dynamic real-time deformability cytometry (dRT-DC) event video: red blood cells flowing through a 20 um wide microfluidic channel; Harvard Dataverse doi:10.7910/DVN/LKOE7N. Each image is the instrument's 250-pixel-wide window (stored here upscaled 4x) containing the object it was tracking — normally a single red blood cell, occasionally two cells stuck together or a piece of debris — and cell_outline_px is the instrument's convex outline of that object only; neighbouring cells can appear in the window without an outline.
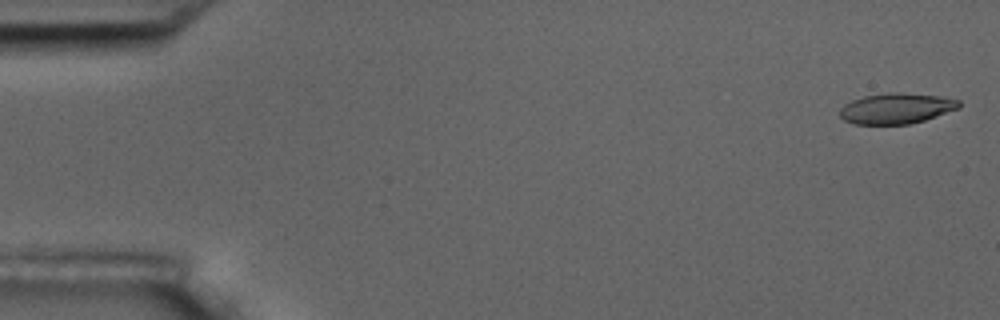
{"species": "common noctule bat (a hibernating species)", "species_latin": "Nyctalus noctula", "temperature_condition": "room temperature", "stored_images_in_passage": 11, "camera_frame_rate_fps": 3000, "um_per_image_px": 0.085, "animal": {"sex": "male", "body_mass_g": 17.5, "forearm_length_mm": 52.3}, "frame": {"image": 1, "passage_image": 1, "time_ms": 0.0, "image_size_px": [1000, 320], "cell_outline_px": [[960, 108], [924, 120], [908, 124], [856, 124], [844, 120], [840, 116], [840, 108], [844, 104], [852, 100], [864, 96], [888, 92], [900, 92], [936, 96], [960, 100]], "centroid_in_image_um": [76.17, 9.21], "position_along_channel_um": 8.8, "area_um2": 21.15}}
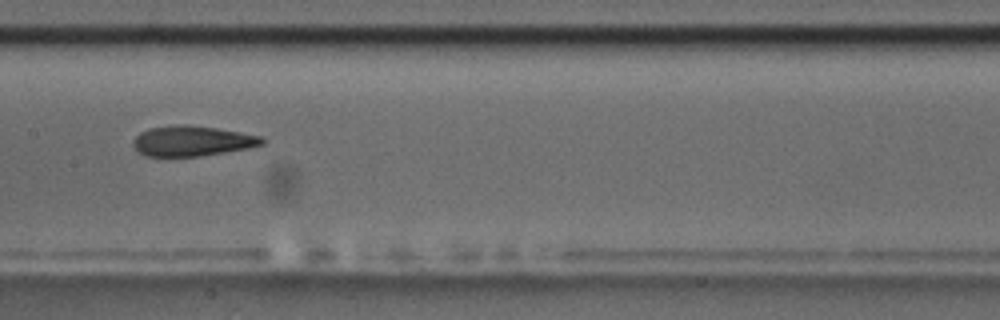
{"frame": {"image": 2, "passage_image": 8, "time_ms": 9.0, "image_size_px": [1000, 320], "cell_outline_px": [[264, 144], [248, 148], [224, 152], [196, 156], [144, 156], [136, 152], [132, 144], [132, 140], [140, 132], [148, 128], [184, 124], [188, 124], [216, 128], [264, 136]], "centroid_in_image_um": [16.3, 11.98], "position_along_channel_um": 191.1, "area_um2": 22.83}}
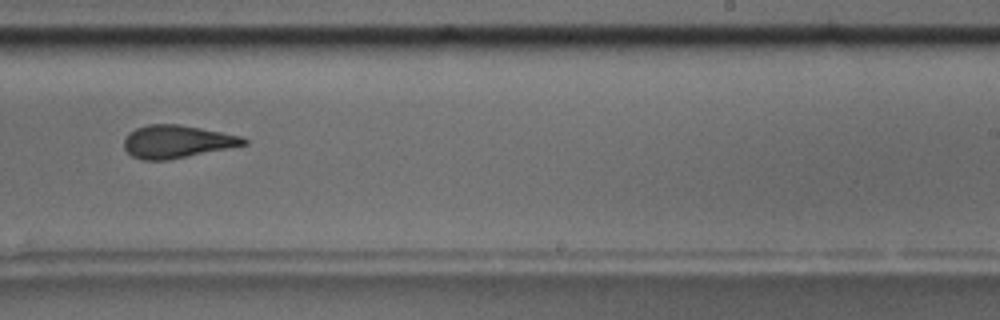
{"frame": {"image": 3, "passage_image": 10, "time_ms": 11.333, "image_size_px": [1000, 320], "cell_outline_px": [[248, 144], [168, 160], [140, 160], [132, 156], [124, 148], [124, 140], [128, 132], [136, 128], [148, 124], [176, 124], [200, 128], [244, 136], [248, 140]], "centroid_in_image_um": [15.03, 12.03], "position_along_channel_um": 274.0, "area_um2": 22.89}}